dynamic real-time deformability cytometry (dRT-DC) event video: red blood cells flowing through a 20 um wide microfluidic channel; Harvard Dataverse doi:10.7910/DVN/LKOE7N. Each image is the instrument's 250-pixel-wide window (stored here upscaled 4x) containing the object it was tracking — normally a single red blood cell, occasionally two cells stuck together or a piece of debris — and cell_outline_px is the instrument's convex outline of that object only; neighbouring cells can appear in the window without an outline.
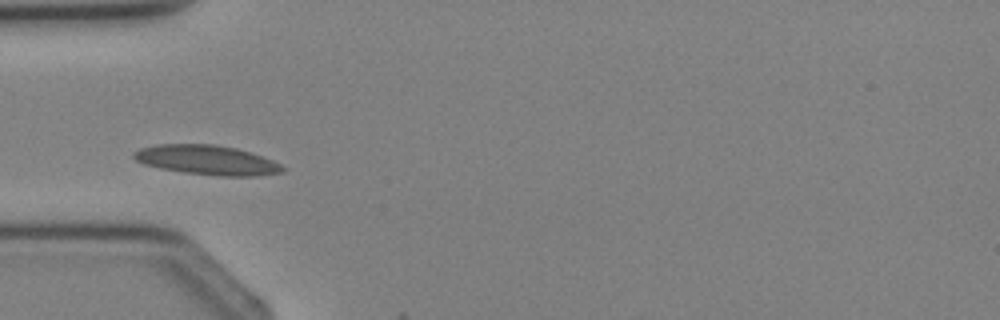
{"species": "Egyptian fruit bat (a non-hibernating species)", "species_latin": "Rousettus aegyptiacus", "temperature_condition": "cold", "stored_images_in_passage": 3, "camera_frame_rate_fps": 3000, "um_per_image_px": 0.085, "animal": {"sex": "female"}, "frame": {"image": 1, "passage_image": 3, "time_ms": 2.333, "image_size_px": [1000, 320], "cell_outline_px": [[288, 168], [284, 172], [256, 176], [220, 176], [184, 172], [160, 168], [144, 164], [136, 160], [132, 156], [132, 152], [140, 148], [156, 144], [216, 144], [236, 148], [272, 160]], "centroid_in_image_um": [17.59, 13.6], "position_along_channel_um": 67.4, "area_um2": 25.66}}